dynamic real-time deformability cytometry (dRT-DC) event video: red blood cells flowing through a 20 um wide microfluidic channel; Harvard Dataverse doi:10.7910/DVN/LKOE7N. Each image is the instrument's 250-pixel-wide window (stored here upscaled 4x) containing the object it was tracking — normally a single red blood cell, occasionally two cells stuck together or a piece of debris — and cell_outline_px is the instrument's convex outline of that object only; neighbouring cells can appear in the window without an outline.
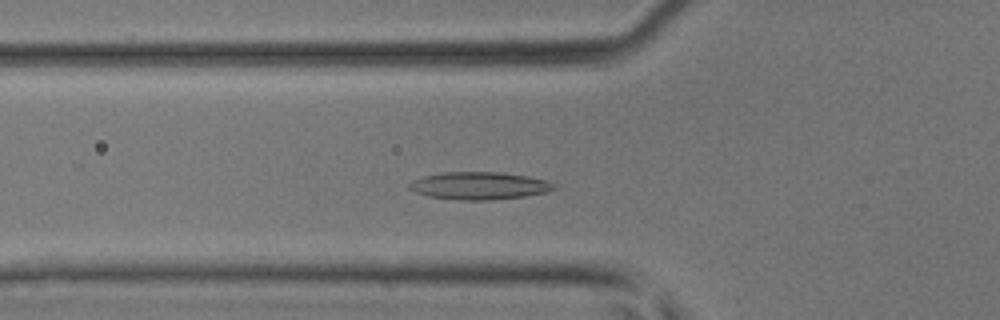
{"species": "common noctule bat (a hibernating species)", "species_latin": "Nyctalus noctula", "temperature_condition": "room temperature", "stored_images_in_passage": 44, "camera_frame_rate_fps": 3000, "um_per_image_px": 0.085, "animal": {"sex": "male", "body_mass_g": 17.9, "forearm_length_mm": 54.2}, "frame": {"image": 1, "passage_image": 14, "time_ms": 4.333, "image_size_px": [1000, 320], "cell_outline_px": [[556, 188], [544, 192], [524, 196], [492, 200], [460, 200], [428, 196], [416, 192], [408, 188], [408, 184], [412, 180], [424, 176], [444, 172], [500, 172], [528, 176], [544, 180], [556, 184]], "centroid_in_image_um": [40.71, 15.78], "position_along_channel_um": 85.1, "area_um2": 23.12}}
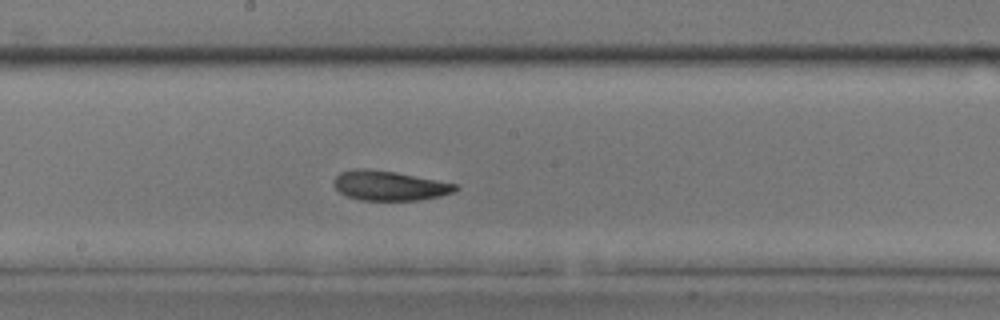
{"frame": {"image": 2, "passage_image": 23, "time_ms": 7.333, "image_size_px": [1000, 320], "cell_outline_px": [[460, 188], [452, 192], [440, 196], [420, 200], [360, 200], [348, 196], [340, 192], [336, 188], [332, 180], [340, 172], [356, 168], [360, 168], [396, 172], [460, 184]], "centroid_in_image_um": [33.13, 15.77], "position_along_channel_um": 215.1, "area_um2": 21.1}}
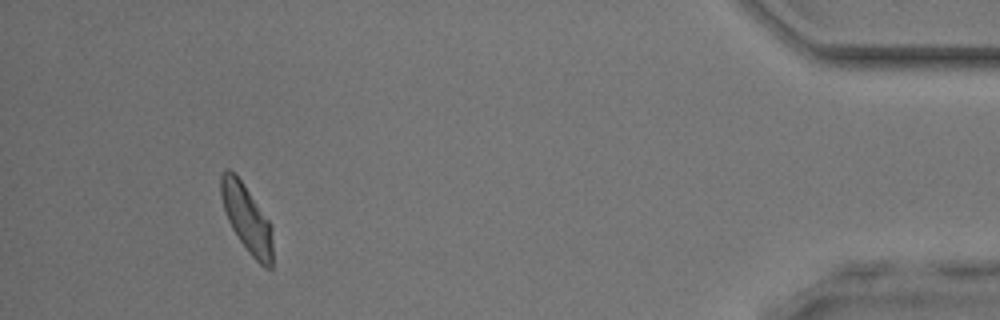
{"frame": {"image": 3, "passage_image": 41, "time_ms": 13.333, "image_size_px": [1000, 320], "cell_outline_px": [[272, 268], [264, 268], [248, 252], [232, 228], [228, 220], [220, 196], [220, 176], [228, 168], [244, 184], [272, 224]], "centroid_in_image_um": [20.99, 18.59], "position_along_channel_um": 414.2, "area_um2": 20.23}}